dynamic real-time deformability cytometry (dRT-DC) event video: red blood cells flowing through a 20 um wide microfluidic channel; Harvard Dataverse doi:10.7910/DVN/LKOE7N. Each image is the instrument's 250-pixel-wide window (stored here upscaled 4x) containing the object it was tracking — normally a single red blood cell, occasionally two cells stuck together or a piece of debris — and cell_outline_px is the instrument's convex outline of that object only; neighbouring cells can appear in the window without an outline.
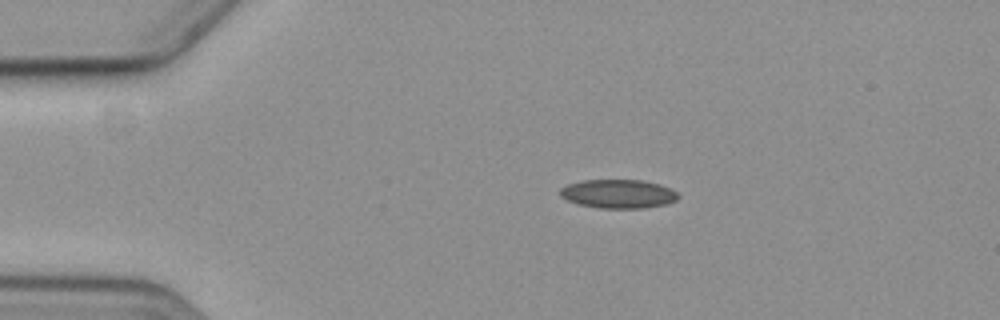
{"species": "common noctule bat (a hibernating species)", "species_latin": "Nyctalus noctula", "temperature_condition": "cold", "stored_images_in_passage": 7, "camera_frame_rate_fps": 3000, "um_per_image_px": 0.085, "animal": {"sex": "female", "body_mass_g": 19.3, "forearm_length_mm": 54.1}, "frame": {"image": 1, "passage_image": 1, "time_ms": 0.0, "image_size_px": [1000, 320], "cell_outline_px": [[680, 196], [676, 200], [664, 204], [644, 208], [600, 208], [576, 204], [560, 196], [560, 188], [568, 184], [584, 180], [640, 180], [656, 184], [668, 188], [676, 192]], "centroid_in_image_um": [52.51, 16.48], "position_along_channel_um": 32.5, "area_um2": 19.59}}
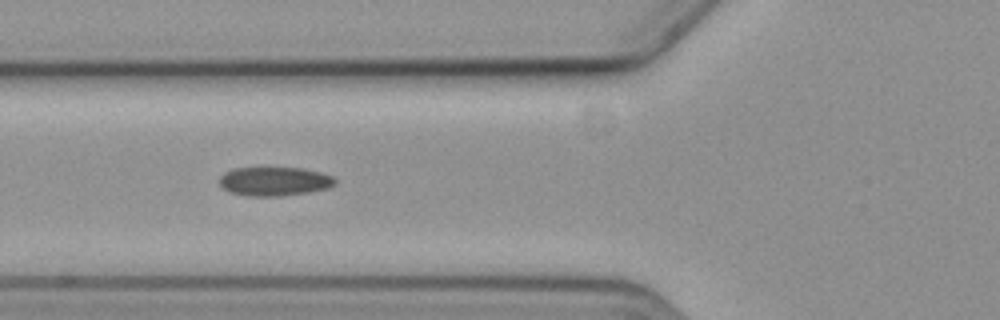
{"frame": {"image": 2, "passage_image": 4, "time_ms": 3.333, "image_size_px": [1000, 320], "cell_outline_px": [[336, 184], [328, 188], [308, 192], [280, 196], [248, 196], [228, 192], [220, 184], [220, 176], [224, 172], [232, 168], [304, 168], [320, 172], [332, 176], [336, 180]], "centroid_in_image_um": [23.32, 15.41], "position_along_channel_um": 102.5, "area_um2": 19.54}}
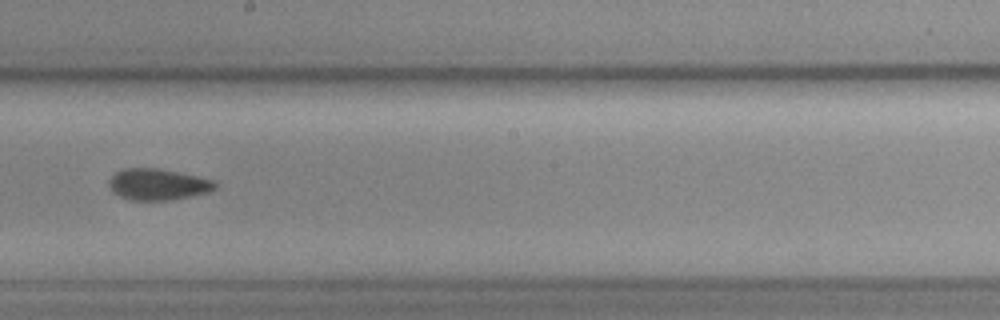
{"frame": {"image": 3, "passage_image": 7, "time_ms": 7.0, "image_size_px": [1000, 320], "cell_outline_px": [[216, 188], [208, 192], [168, 200], [132, 200], [120, 196], [112, 192], [108, 184], [108, 180], [116, 172], [124, 168], [156, 168], [196, 176], [212, 180], [216, 184]], "centroid_in_image_um": [13.36, 15.67], "position_along_channel_um": 234.8, "area_um2": 19.07}}